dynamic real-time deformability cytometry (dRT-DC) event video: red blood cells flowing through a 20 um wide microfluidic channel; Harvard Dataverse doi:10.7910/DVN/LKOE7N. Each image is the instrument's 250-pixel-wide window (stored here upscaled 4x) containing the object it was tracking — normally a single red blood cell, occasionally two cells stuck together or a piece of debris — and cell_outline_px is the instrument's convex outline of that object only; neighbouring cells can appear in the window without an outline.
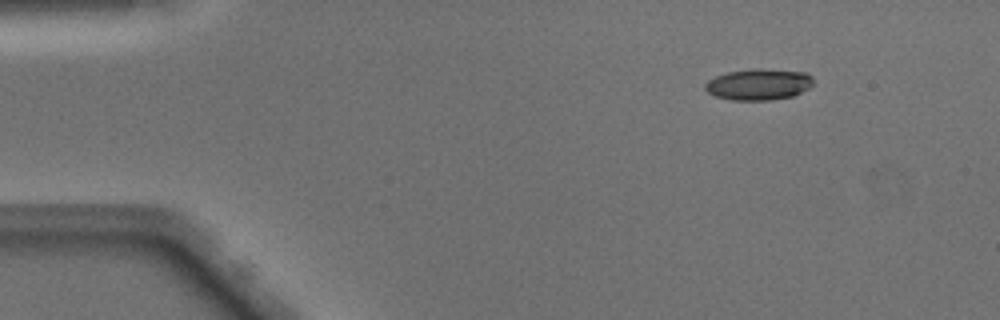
{"species": "Egyptian fruit bat (a non-hibernating species)", "species_latin": "Rousettus aegyptiacus", "temperature_condition": "warm", "stored_images_in_passage": 44, "camera_frame_rate_fps": 3000, "um_per_image_px": 0.085, "animal": {"sex": "male"}, "frame": {"image": 1, "passage_image": 1, "time_ms": 0.0, "image_size_px": [1000, 320], "cell_outline_px": [[812, 84], [808, 88], [792, 96], [768, 100], [732, 100], [716, 96], [708, 92], [704, 88], [704, 84], [708, 80], [716, 76], [728, 72], [752, 68], [760, 68], [808, 72], [812, 76]], "centroid_in_image_um": [64.48, 7.16], "position_along_channel_um": 20.5, "area_um2": 19.71}}
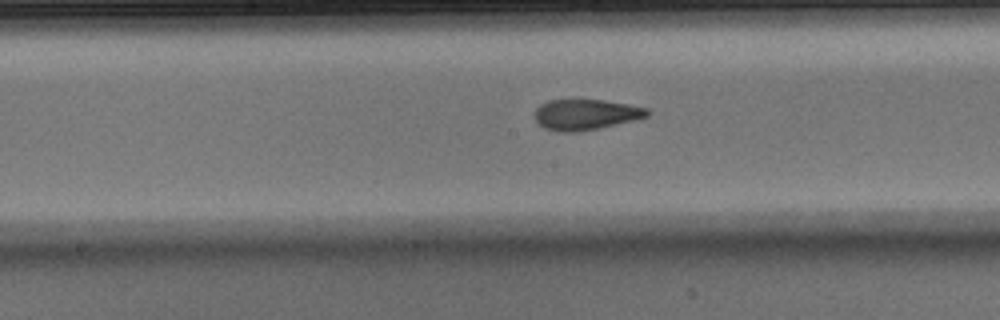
{"frame": {"image": 2, "passage_image": 20, "time_ms": 6.333, "image_size_px": [1000, 320], "cell_outline_px": [[652, 112], [648, 116], [600, 128], [580, 132], [560, 132], [544, 128], [536, 120], [536, 108], [540, 104], [548, 100], [604, 100], [628, 104], [648, 108]], "centroid_in_image_um": [49.8, 9.74], "position_along_channel_um": 198.4, "area_um2": 20.06}}
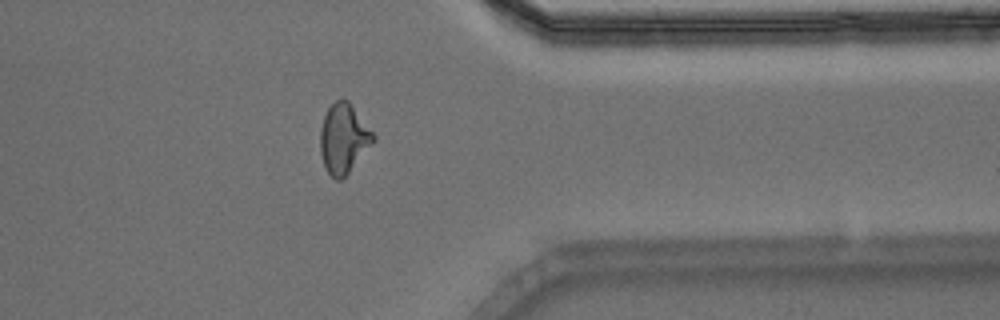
{"frame": {"image": 3, "passage_image": 34, "time_ms": 11.0, "image_size_px": [1000, 320], "cell_outline_px": [[376, 140], [348, 172], [340, 180], [336, 180], [328, 172], [324, 164], [320, 152], [320, 128], [324, 116], [328, 108], [336, 100], [348, 100], [376, 136]], "centroid_in_image_um": [29.2, 11.76], "position_along_channel_um": 382.2, "area_um2": 21.21}, "authors_computed_cell_mechanics": {"area_um2": 20.5479, "velocity_mm_per_s": 4.1439, "shape_relaxation_time_tau1_ms": 8.4583, "shape_relaxation_time_tau2_ms": 1.4439, "deformation_change_tau1": 0.2572, "deformation_change_tau2": 0.0916}}